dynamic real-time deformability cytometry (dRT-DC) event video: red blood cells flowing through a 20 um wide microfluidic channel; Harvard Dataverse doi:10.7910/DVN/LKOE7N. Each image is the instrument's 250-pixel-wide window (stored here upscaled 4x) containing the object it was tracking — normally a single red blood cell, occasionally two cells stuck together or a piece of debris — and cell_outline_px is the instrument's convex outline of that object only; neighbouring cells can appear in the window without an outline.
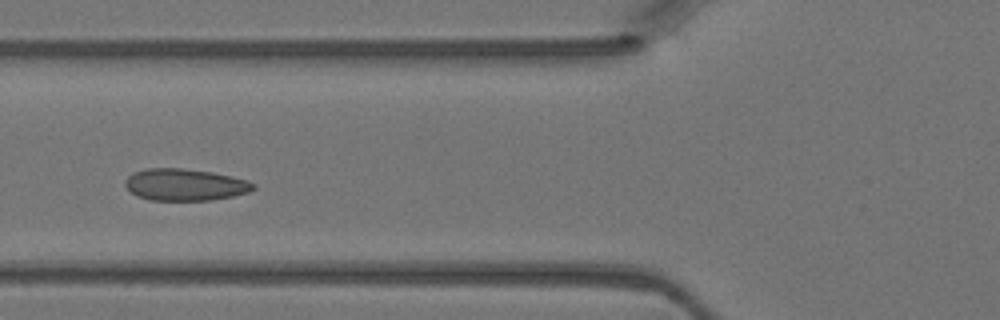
{"species": "Egyptian fruit bat (a non-hibernating species)", "species_latin": "Rousettus aegyptiacus", "temperature_condition": "warm", "stored_images_in_passage": 3, "camera_frame_rate_fps": 3000, "um_per_image_px": 0.085, "animal": {"sex": "female"}, "frame": {"image": 1, "passage_image": 3, "time_ms": 0.667, "image_size_px": [1000, 320], "cell_outline_px": [[256, 188], [248, 192], [232, 196], [212, 200], [152, 200], [136, 196], [124, 184], [124, 180], [132, 172], [144, 168], [184, 168], [212, 172], [232, 176], [248, 180], [256, 184]], "centroid_in_image_um": [15.72, 15.69], "position_along_channel_um": 110.1, "area_um2": 23.99}}